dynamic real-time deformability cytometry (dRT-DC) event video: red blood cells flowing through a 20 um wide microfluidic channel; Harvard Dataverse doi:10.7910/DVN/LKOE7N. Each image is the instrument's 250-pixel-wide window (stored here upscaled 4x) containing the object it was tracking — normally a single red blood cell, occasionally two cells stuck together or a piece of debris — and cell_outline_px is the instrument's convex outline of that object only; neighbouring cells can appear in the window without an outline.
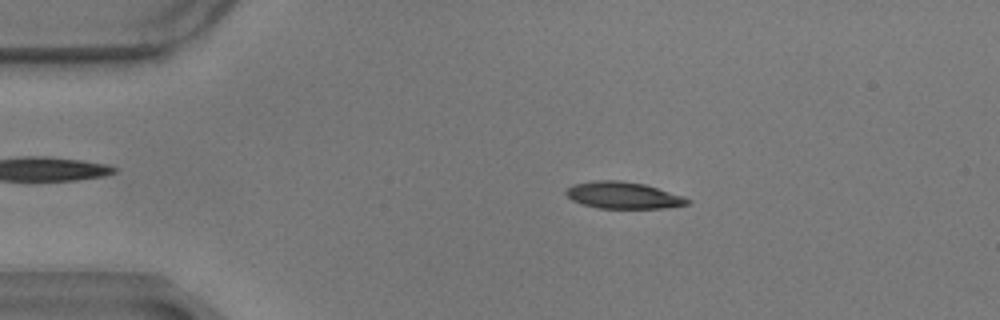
{"species": "common noctule bat (a hibernating species)", "species_latin": "Nyctalus noctula", "temperature_condition": "warm", "stored_images_in_passage": 58, "camera_frame_rate_fps": 3000, "um_per_image_px": 0.085, "animal": {"sex": "male", "body_mass_g": 17.9}, "frame": {"image": 1, "passage_image": 11, "time_ms": 3.333, "image_size_px": [1000, 320], "cell_outline_px": [[692, 200], [688, 204], [664, 208], [600, 208], [580, 204], [572, 200], [564, 192], [572, 184], [592, 180], [620, 180], [644, 184], [684, 196]], "centroid_in_image_um": [52.95, 16.59], "position_along_channel_um": 32.0, "area_um2": 19.02}}
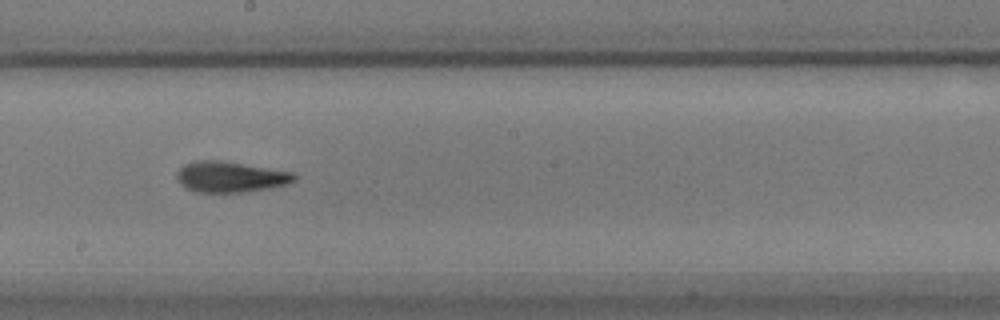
{"frame": {"image": 2, "passage_image": 32, "time_ms": 10.333, "image_size_px": [1000, 320], "cell_outline_px": [[296, 180], [288, 184], [268, 188], [244, 192], [196, 192], [184, 188], [176, 180], [176, 172], [184, 164], [196, 160], [220, 160], [296, 172]], "centroid_in_image_um": [19.57, 15.03], "position_along_channel_um": 228.6, "area_um2": 21.39}}
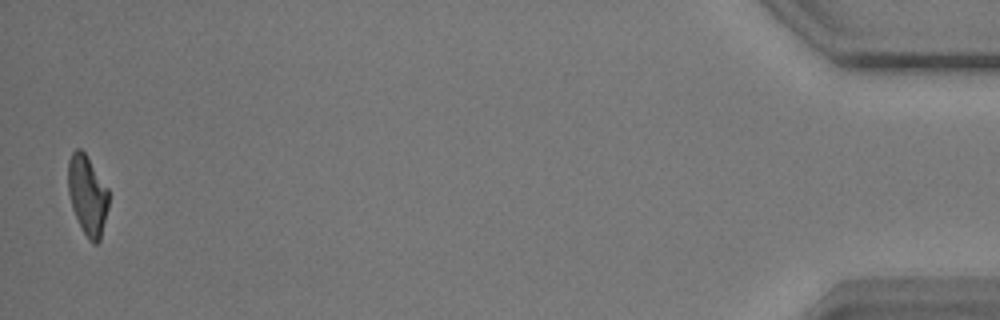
{"frame": {"image": 3, "passage_image": 57, "time_ms": 18.667, "image_size_px": [1000, 320], "cell_outline_px": [[108, 208], [100, 240], [96, 244], [92, 244], [88, 240], [72, 208], [68, 192], [68, 160], [72, 152], [76, 148], [80, 148], [84, 152], [108, 188]], "centroid_in_image_um": [7.43, 16.59], "position_along_channel_um": 427.8, "area_um2": 18.73}, "authors_computed_cell_mechanics": {"area_um2": 19.941, "velocity_mm_per_s": 3.4692, "shape_relaxation_time_tau1_ms": 4.4391, "shape_relaxation_time_tau2_ms": 1.569, "deformation_change_tau1": 0.1903, "deformation_change_tau2": 0.0953}}